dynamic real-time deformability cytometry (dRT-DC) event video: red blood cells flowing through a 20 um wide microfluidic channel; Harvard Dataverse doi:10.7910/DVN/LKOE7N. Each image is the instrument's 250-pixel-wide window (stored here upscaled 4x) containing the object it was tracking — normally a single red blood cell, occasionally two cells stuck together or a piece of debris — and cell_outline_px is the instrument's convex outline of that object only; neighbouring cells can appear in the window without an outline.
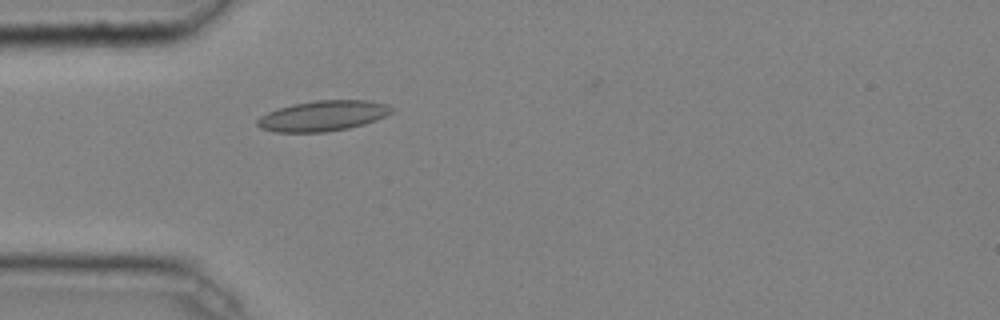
{"species": "common noctule bat (a hibernating species)", "species_latin": "Nyctalus noctula", "temperature_condition": "cold", "stored_images_in_passage": 30, "camera_frame_rate_fps": 3000, "um_per_image_px": 0.085, "animal": {"sex": "male", "body_mass_g": 20.4}, "frame": {"image": 1, "passage_image": 2, "time_ms": 0.333, "image_size_px": [1000, 320], "cell_outline_px": [[396, 108], [392, 112], [376, 120], [364, 124], [348, 128], [328, 132], [276, 132], [260, 128], [256, 124], [256, 120], [260, 116], [268, 112], [292, 104], [316, 100], [368, 100], [388, 104]], "centroid_in_image_um": [27.47, 9.84], "position_along_channel_um": 57.5, "area_um2": 23.93}}
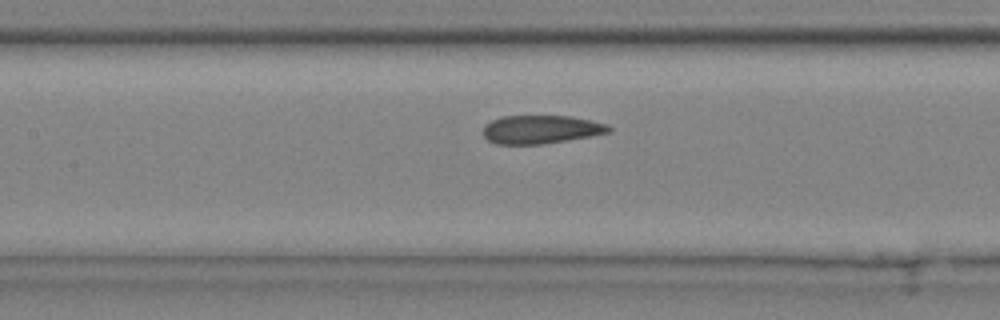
{"frame": {"image": 2, "passage_image": 10, "time_ms": 3.0, "image_size_px": [1000, 320], "cell_outline_px": [[612, 132], [568, 140], [544, 144], [496, 144], [488, 140], [484, 136], [484, 124], [492, 120], [504, 116], [572, 116], [592, 120], [608, 124], [612, 128]], "centroid_in_image_um": [46.02, 11.0], "position_along_channel_um": 161.4, "area_um2": 20.92}}
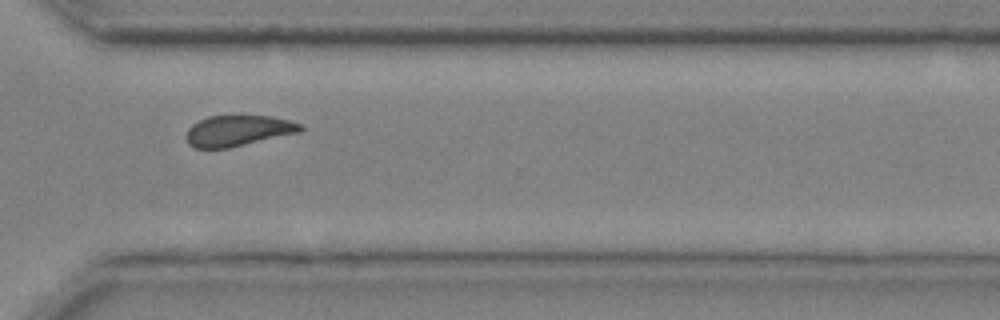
{"frame": {"image": 3, "passage_image": 24, "time_ms": 7.667, "image_size_px": [1000, 320], "cell_outline_px": [[304, 128], [300, 132], [228, 148], [192, 148], [188, 144], [188, 128], [192, 124], [208, 116], [268, 116], [288, 120], [304, 124]], "centroid_in_image_um": [20.25, 11.11], "position_along_channel_um": 350.3, "area_um2": 20.35}, "authors_computed_cell_mechanics": {"area_um2": 21.4438, "velocity_mm_per_s": 4.0344, "shape_relaxation_time_tau1_ms": null, "shape_relaxation_time_tau2_ms": 3.3215, "deformation_change_tau1": null, "deformation_change_tau2": 0.0739}}